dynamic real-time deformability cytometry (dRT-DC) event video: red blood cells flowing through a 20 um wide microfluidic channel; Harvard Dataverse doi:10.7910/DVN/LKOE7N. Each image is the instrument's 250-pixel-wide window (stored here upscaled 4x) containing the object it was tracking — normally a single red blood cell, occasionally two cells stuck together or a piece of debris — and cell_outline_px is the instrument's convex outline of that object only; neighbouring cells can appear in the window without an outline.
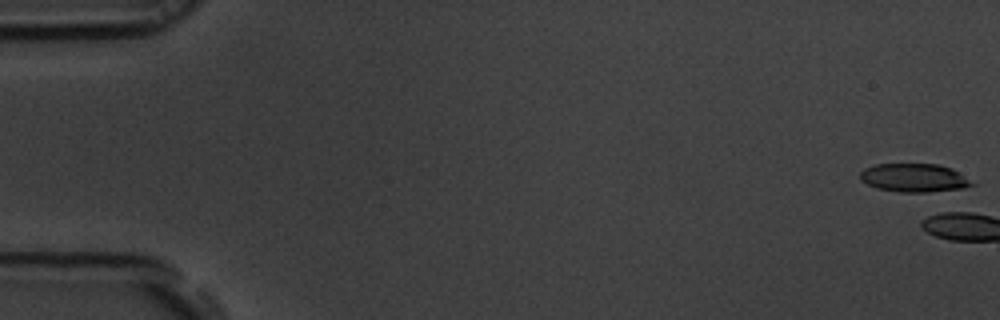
{"species": "common noctule bat (a hibernating species)", "species_latin": "Nyctalus noctula", "temperature_condition": "room temperature", "stored_images_in_passage": 4, "camera_frame_rate_fps": 3000, "um_per_image_px": 0.085, "animal": {"sex": "male", "body_mass_g": 19.5, "forearm_length_mm": 54.6}, "frame": {"image": 1, "passage_image": 1, "time_ms": 0.0, "image_size_px": [1000, 320], "cell_outline_px": [[976, 184], [964, 188], [928, 192], [900, 192], [876, 188], [860, 180], [860, 172], [864, 168], [876, 164], [936, 164], [952, 168]], "centroid_in_image_um": [77.68, 15.11], "position_along_channel_um": 7.3, "area_um2": 18.5}}